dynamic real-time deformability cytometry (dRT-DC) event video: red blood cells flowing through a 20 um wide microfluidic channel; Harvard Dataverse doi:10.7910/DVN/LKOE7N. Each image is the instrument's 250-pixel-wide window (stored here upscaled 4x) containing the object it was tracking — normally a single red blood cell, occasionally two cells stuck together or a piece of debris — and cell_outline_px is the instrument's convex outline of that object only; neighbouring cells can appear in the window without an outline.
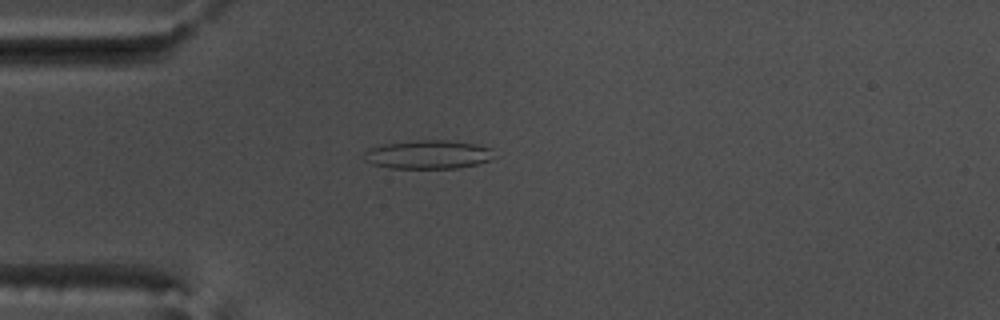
{"species": "common noctule bat (a hibernating species)", "species_latin": "Nyctalus noctula", "temperature_condition": "warm", "stored_images_in_passage": 21, "camera_frame_rate_fps": 3000, "um_per_image_px": 0.085, "animal": {"sex": "male", "body_mass_g": 17.5, "forearm_length_mm": 52.3}, "frame": {"image": 1, "passage_image": 15, "time_ms": 4.667, "image_size_px": [1000, 320], "cell_outline_px": [[500, 156], [492, 160], [476, 164], [456, 168], [388, 168], [372, 164], [364, 160], [364, 152], [368, 148], [384, 144], [420, 140], [448, 140], [476, 144], [492, 148]], "centroid_in_image_um": [36.46, 13.14], "position_along_channel_um": 48.5, "area_um2": 22.08}}